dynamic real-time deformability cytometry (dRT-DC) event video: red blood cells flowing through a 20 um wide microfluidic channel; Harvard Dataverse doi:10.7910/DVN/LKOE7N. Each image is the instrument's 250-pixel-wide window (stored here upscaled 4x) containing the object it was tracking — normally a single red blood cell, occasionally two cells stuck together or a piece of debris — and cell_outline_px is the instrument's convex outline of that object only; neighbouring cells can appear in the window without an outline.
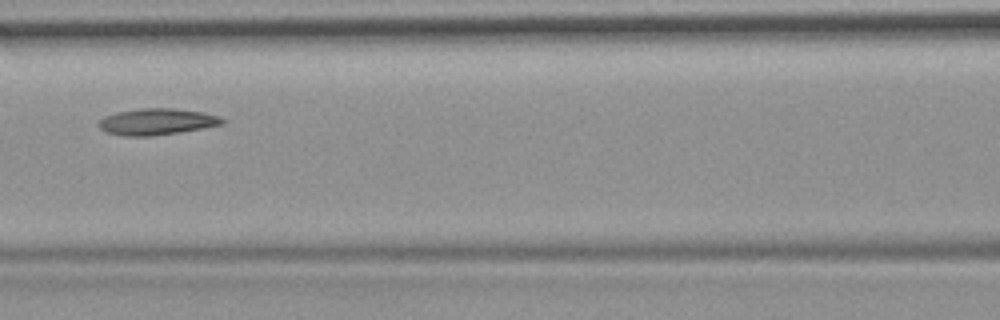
{"species": "common noctule bat (a hibernating species)", "species_latin": "Nyctalus noctula", "temperature_condition": "room temperature", "stored_images_in_passage": 4, "camera_frame_rate_fps": 3000, "um_per_image_px": 0.085, "animal": {"sex": "female", "body_mass_g": 19.9}, "frame": {"image": 1, "passage_image": 3, "time_ms": 0.667, "image_size_px": [1000, 320], "cell_outline_px": [[224, 124], [152, 136], [124, 136], [104, 132], [100, 128], [100, 120], [104, 116], [116, 112], [140, 108], [172, 108], [204, 112], [220, 116], [224, 120]], "centroid_in_image_um": [13.31, 10.33], "position_along_channel_um": 153.3, "area_um2": 18.9}}
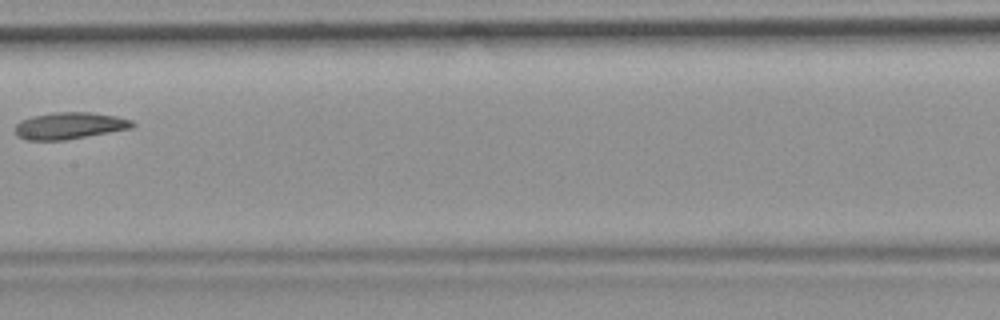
{"frame": {"image": 2, "passage_image": 4, "time_ms": 1.0, "image_size_px": [1000, 320], "cell_outline_px": [[136, 124], [132, 128], [64, 140], [24, 140], [16, 136], [16, 124], [20, 120], [32, 116], [56, 112], [92, 112], [116, 116], [132, 120]], "centroid_in_image_um": [5.9, 10.68], "position_along_channel_um": 201.5, "area_um2": 18.32}}